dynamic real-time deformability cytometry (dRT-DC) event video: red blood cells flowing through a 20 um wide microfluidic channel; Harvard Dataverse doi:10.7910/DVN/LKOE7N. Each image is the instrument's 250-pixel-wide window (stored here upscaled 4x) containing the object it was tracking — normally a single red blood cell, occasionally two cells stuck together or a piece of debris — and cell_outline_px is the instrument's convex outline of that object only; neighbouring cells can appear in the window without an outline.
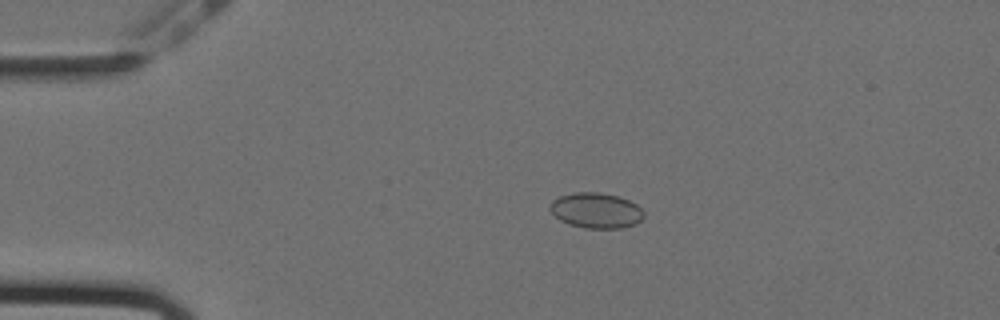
{"species": "Egyptian fruit bat (a non-hibernating species)", "species_latin": "Rousettus aegyptiacus", "temperature_condition": "cold", "stored_images_in_passage": 36, "camera_frame_rate_fps": 3000, "um_per_image_px": 0.085, "animal": {"sex": "female"}, "frame": {"image": 1, "passage_image": 12, "time_ms": 3.667, "image_size_px": [1000, 320], "cell_outline_px": [[644, 216], [636, 224], [620, 228], [584, 228], [560, 220], [548, 208], [548, 204], [552, 200], [560, 196], [572, 192], [600, 192], [620, 196], [636, 204], [644, 212]], "centroid_in_image_um": [50.65, 17.87], "position_along_channel_um": 34.3, "area_um2": 19.42}}
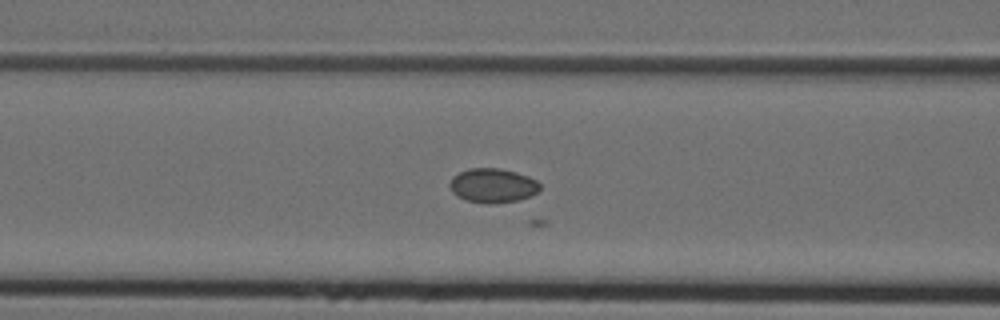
{"frame": {"image": 2, "passage_image": 23, "time_ms": 7.333, "image_size_px": [1000, 320], "cell_outline_px": [[540, 188], [536, 192], [520, 200], [492, 204], [488, 204], [464, 200], [456, 196], [452, 192], [448, 184], [452, 176], [468, 168], [500, 168], [516, 172], [528, 176], [536, 180], [540, 184]], "centroid_in_image_um": [41.84, 15.77], "position_along_channel_um": 124.8, "area_um2": 18.21}}
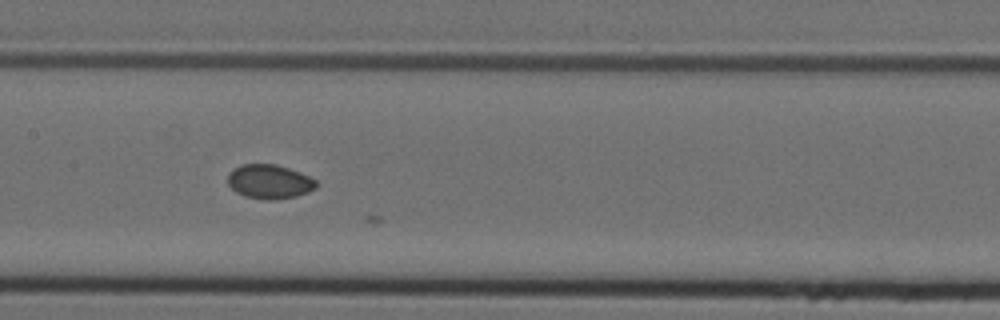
{"frame": {"image": 3, "passage_image": 28, "time_ms": 9.0, "image_size_px": [1000, 320], "cell_outline_px": [[316, 188], [308, 192], [296, 196], [276, 200], [268, 200], [244, 196], [236, 192], [228, 184], [228, 172], [232, 168], [240, 164], [276, 164], [300, 172], [316, 180]], "centroid_in_image_um": [22.87, 15.43], "position_along_channel_um": 184.5, "area_um2": 17.74}}